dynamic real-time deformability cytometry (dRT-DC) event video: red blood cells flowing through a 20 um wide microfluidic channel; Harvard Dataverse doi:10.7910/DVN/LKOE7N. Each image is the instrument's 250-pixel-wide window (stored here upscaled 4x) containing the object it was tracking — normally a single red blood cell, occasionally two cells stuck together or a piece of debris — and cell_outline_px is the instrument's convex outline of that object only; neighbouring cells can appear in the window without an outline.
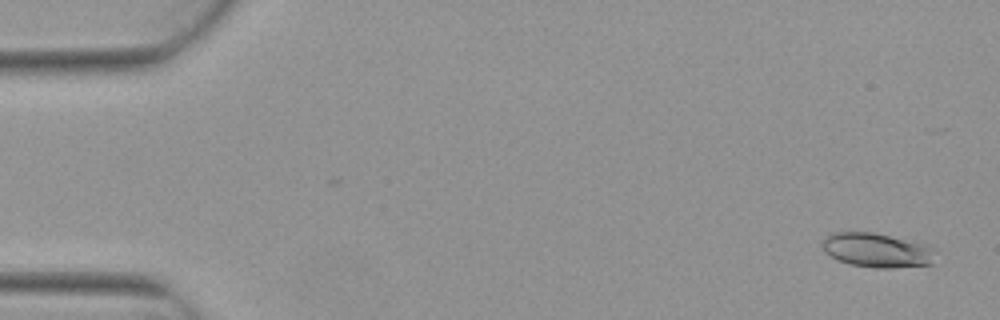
{"species": "Egyptian fruit bat (a non-hibernating species)", "species_latin": "Rousettus aegyptiacus", "temperature_condition": "warm", "stored_images_in_passage": 2, "camera_frame_rate_fps": 3000, "um_per_image_px": 0.085, "animal": {"sex": "female"}, "frame": {"image": 1, "passage_image": 2, "time_ms": 0.333, "image_size_px": [1000, 320], "cell_outline_px": [[932, 264], [892, 268], [872, 268], [848, 264], [824, 252], [820, 244], [832, 232], [872, 232], [924, 244], [932, 248]], "centroid_in_image_um": [74.47, 21.27], "position_along_channel_um": 10.5, "area_um2": 22.31}}